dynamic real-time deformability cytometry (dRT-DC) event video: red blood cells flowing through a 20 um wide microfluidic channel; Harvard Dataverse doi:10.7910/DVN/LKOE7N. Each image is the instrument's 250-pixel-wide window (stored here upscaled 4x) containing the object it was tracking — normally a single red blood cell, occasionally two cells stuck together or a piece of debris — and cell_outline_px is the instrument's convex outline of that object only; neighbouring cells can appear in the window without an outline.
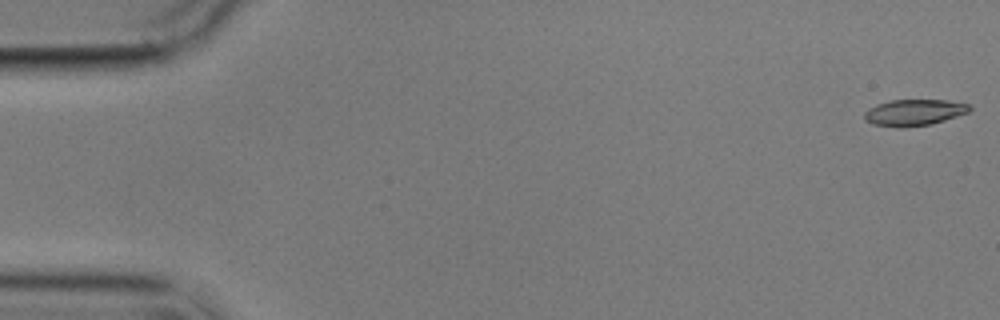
{"species": "common noctule bat (a hibernating species)", "species_latin": "Nyctalus noctula", "temperature_condition": "cold", "stored_images_in_passage": 11, "camera_frame_rate_fps": 3000, "um_per_image_px": 0.085, "animal": {"sex": "male", "body_mass_g": 17.9}, "frame": {"image": 1, "passage_image": 1, "time_ms": 0.0, "image_size_px": [1000, 320], "cell_outline_px": [[972, 108], [968, 112], [944, 120], [928, 124], [904, 128], [900, 128], [872, 124], [864, 120], [864, 112], [868, 108], [876, 104], [892, 100], [944, 100], [968, 104]], "centroid_in_image_um": [77.64, 9.56], "position_along_channel_um": 7.4, "area_um2": 16.07}}
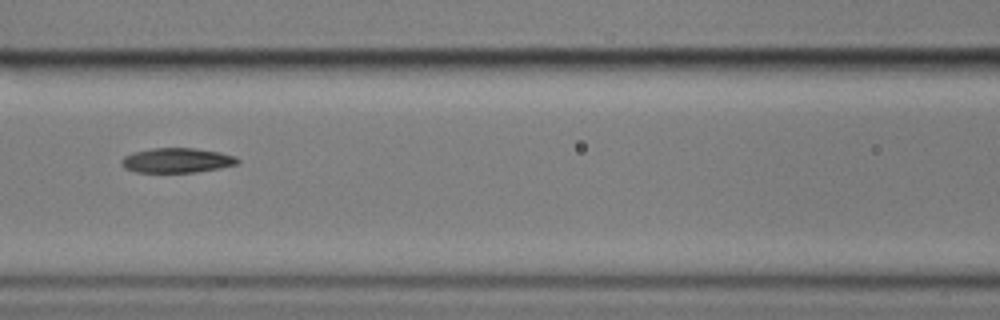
{"frame": {"image": 2, "passage_image": 7, "time_ms": 8.0, "image_size_px": [1000, 320], "cell_outline_px": [[240, 160], [236, 164], [220, 168], [196, 172], [136, 172], [124, 168], [120, 164], [120, 160], [124, 156], [132, 152], [152, 148], [196, 148], [220, 152], [236, 156]], "centroid_in_image_um": [15.01, 13.62], "position_along_channel_um": 151.6, "area_um2": 16.88}}
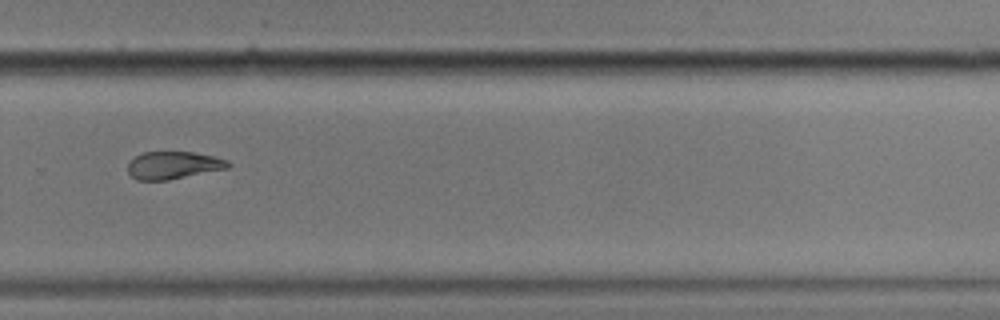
{"frame": {"image": 3, "passage_image": 11, "time_ms": 12.667, "image_size_px": [1000, 320], "cell_outline_px": [[232, 164], [228, 168], [168, 180], [136, 180], [128, 172], [128, 164], [136, 156], [144, 152], [192, 152], [212, 156], [228, 160]], "centroid_in_image_um": [14.74, 14.05], "position_along_channel_um": 315.1, "area_um2": 15.95}}